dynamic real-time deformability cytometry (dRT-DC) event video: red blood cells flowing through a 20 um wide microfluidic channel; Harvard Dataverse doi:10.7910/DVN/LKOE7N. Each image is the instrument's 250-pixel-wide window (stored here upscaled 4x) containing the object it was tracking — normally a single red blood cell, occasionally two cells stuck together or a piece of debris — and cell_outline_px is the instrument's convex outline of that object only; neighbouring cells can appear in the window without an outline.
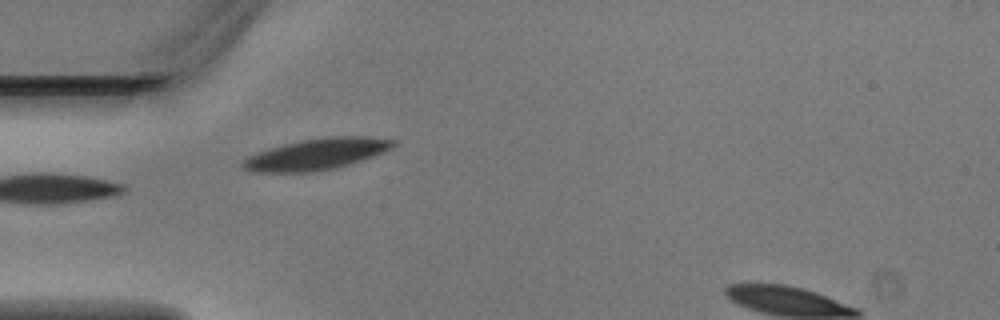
{"species": "Egyptian fruit bat (a non-hibernating species)", "species_latin": "Rousettus aegyptiacus", "temperature_condition": "warm", "stored_images_in_passage": 3, "segment_of_instrument_passage": [1, 2], "camera_frame_rate_fps": 3000, "um_per_image_px": 0.085, "animal": {"sex": "male"}, "frame": {"image": 1, "passage_image": 2, "time_ms": 0.333, "image_size_px": [1000, 320], "cell_outline_px": [[396, 144], [392, 148], [384, 152], [336, 168], [312, 172], [252, 172], [244, 168], [240, 164], [248, 156], [284, 144], [300, 140], [324, 136], [368, 136], [396, 140]], "centroid_in_image_um": [26.94, 13.09], "position_along_channel_um": 58.1, "area_um2": 27.28}}